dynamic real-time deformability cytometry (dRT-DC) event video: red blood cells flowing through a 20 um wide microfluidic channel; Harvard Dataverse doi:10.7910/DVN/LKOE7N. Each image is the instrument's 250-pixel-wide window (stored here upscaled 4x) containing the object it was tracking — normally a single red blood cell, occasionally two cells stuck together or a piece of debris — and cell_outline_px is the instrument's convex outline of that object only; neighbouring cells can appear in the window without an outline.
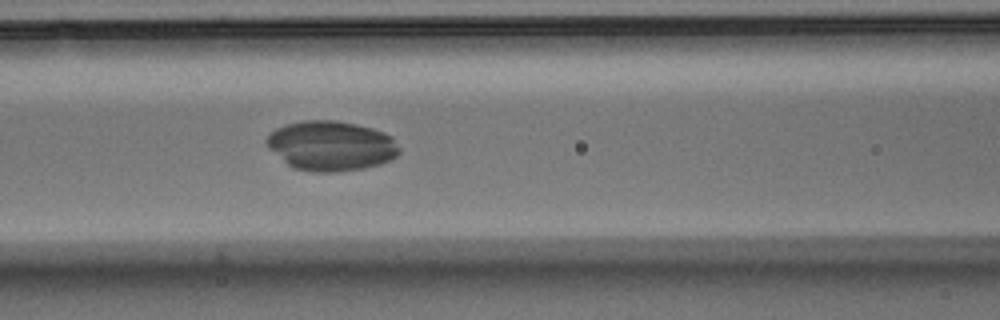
{"species": "Egyptian fruit bat (a non-hibernating species)", "species_latin": "Rousettus aegyptiacus", "temperature_condition": "warm", "stored_images_in_passage": 50, "camera_frame_rate_fps": 3000, "um_per_image_px": 0.085, "animal": {"sex": "male"}, "frame": {"image": 1, "passage_image": 22, "time_ms": 7.0, "image_size_px": [1000, 320], "cell_outline_px": [[400, 152], [396, 156], [380, 164], [364, 168], [340, 172], [316, 172], [296, 168], [288, 164], [268, 148], [264, 144], [264, 140], [276, 128], [284, 124], [304, 120], [336, 120], [356, 124], [372, 128], [392, 136], [400, 148]], "centroid_in_image_um": [28.13, 12.38], "position_along_channel_um": 138.5, "area_um2": 38.61}}
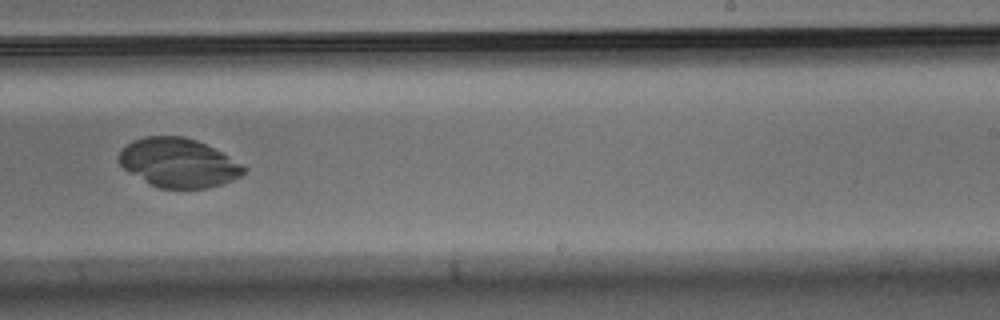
{"frame": {"image": 2, "passage_image": 32, "time_ms": 10.333, "image_size_px": [1000, 320], "cell_outline_px": [[248, 168], [240, 176], [224, 184], [208, 188], [160, 188], [152, 184], [124, 168], [120, 164], [120, 152], [132, 140], [144, 136], [184, 136], [196, 140], [244, 164]], "centroid_in_image_um": [15.22, 13.83], "position_along_channel_um": 273.8, "area_um2": 35.2}}
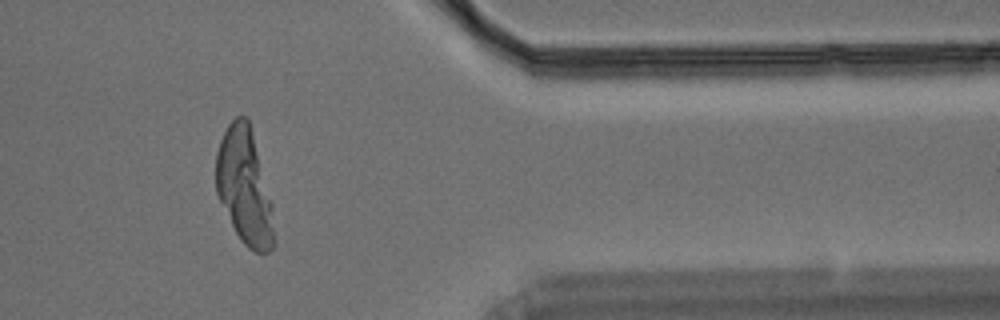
{"frame": {"image": 3, "passage_image": 42, "time_ms": 13.667, "image_size_px": [1000, 320], "cell_outline_px": [[272, 248], [268, 252], [256, 252], [248, 248], [240, 240], [216, 192], [216, 152], [220, 140], [228, 124], [236, 116], [248, 116], [272, 204]], "centroid_in_image_um": [20.75, 15.8], "position_along_channel_um": 390.6, "area_um2": 38.49}}